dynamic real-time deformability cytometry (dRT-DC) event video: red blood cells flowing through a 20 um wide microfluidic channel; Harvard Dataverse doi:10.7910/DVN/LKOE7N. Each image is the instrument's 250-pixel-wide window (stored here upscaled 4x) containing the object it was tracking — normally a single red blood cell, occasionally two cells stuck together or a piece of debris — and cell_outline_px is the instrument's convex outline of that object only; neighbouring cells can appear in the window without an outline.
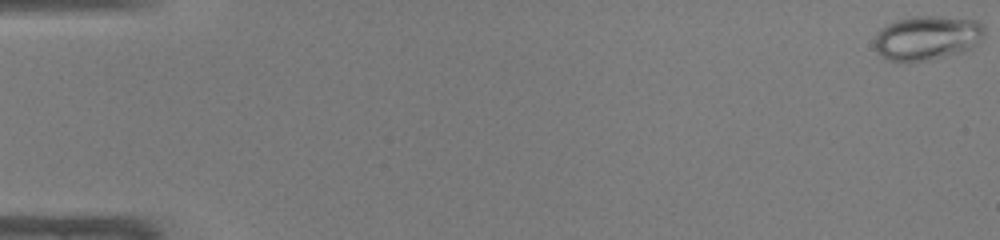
{"species": "common noctule bat (a hibernating species)", "species_latin": "Nyctalus noctula", "temperature_condition": "warm", "stored_images_in_passage": 48, "camera_frame_rate_fps": 3000, "um_per_image_px": 0.085, "animal": {"sex": "male", "body_mass_g": 19.0, "forearm_length_mm": 50.8}, "frame": {"image": 1, "passage_image": 1, "time_ms": 0.0, "image_size_px": [1000, 240], "cell_outline_px": [[984, 32], [976, 44], [960, 52], [944, 56], [924, 60], [888, 60], [876, 52], [876, 36], [888, 24], [896, 20], [916, 16], [940, 16], [976, 20], [984, 28]], "centroid_in_image_um": [78.81, 3.19], "position_along_channel_um": 6.2, "area_um2": 27.51}}
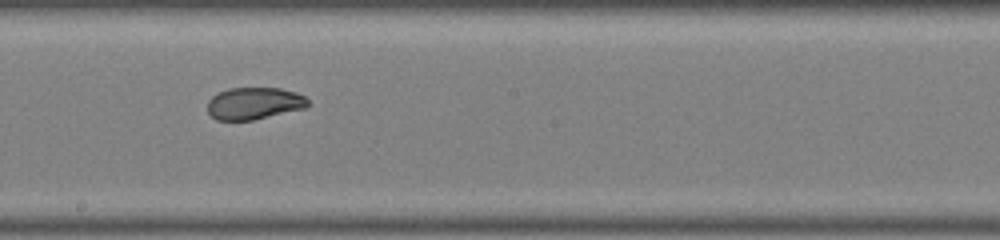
{"frame": {"image": 2, "passage_image": 28, "time_ms": 9.0, "image_size_px": [1000, 240], "cell_outline_px": [[308, 104], [304, 108], [252, 120], [216, 120], [208, 112], [208, 100], [212, 96], [228, 88], [280, 88], [296, 92], [304, 96], [308, 100]], "centroid_in_image_um": [21.58, 8.78], "position_along_channel_um": 226.6, "area_um2": 18.61}}
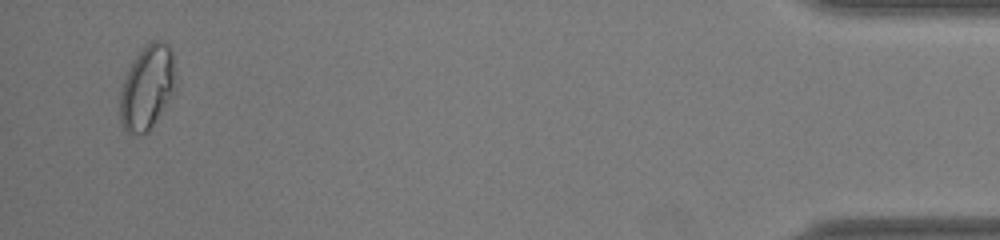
{"frame": {"image": 3, "passage_image": 47, "time_ms": 15.333, "image_size_px": [1000, 240], "cell_outline_px": [[176, 88], [148, 132], [128, 132], [124, 128], [120, 120], [120, 92], [128, 68], [132, 60], [140, 48], [152, 40], [160, 40], [168, 44], [172, 48], [176, 72]], "centroid_in_image_um": [12.53, 7.34], "position_along_channel_um": 422.7, "area_um2": 27.46}, "authors_computed_cell_mechanics": {"area_um2": 23.0333, "velocity_mm_per_s": 4.2869, "shape_relaxation_time_tau1_ms": null, "shape_relaxation_time_tau2_ms": 0.7534, "deformation_change_tau1": null, "deformation_change_tau2": 0.0273}}